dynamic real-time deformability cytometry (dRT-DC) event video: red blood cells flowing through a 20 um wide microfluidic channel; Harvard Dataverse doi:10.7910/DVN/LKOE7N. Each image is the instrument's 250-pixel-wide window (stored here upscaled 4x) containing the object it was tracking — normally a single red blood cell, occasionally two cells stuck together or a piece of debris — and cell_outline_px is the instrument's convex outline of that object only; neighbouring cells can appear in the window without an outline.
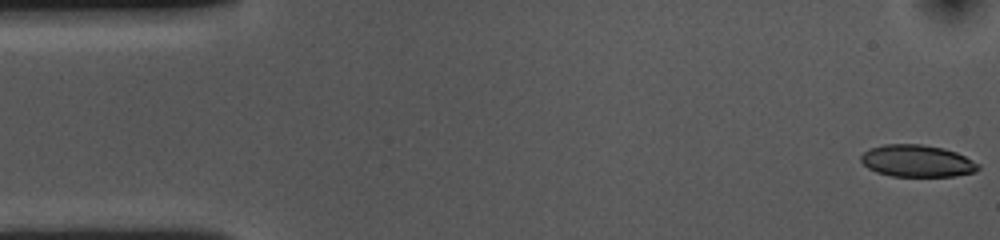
{"species": "common noctule bat (a hibernating species)", "species_latin": "Nyctalus noctula", "temperature_condition": "cold", "stored_images_in_passage": 54, "camera_frame_rate_fps": 3000, "um_per_image_px": 0.085, "animal": {"sex": "female", "body_mass_g": 10.0, "forearm_length_mm": 53.1}, "frame": {"image": 1, "passage_image": 1, "time_ms": 0.0, "image_size_px": [1000, 240], "cell_outline_px": [[980, 168], [976, 172], [956, 176], [892, 176], [876, 172], [868, 168], [860, 160], [860, 156], [864, 152], [872, 148], [884, 144], [920, 144], [944, 148], [956, 152], [980, 164]], "centroid_in_image_um": [77.97, 13.68], "position_along_channel_um": 7.0, "area_um2": 21.91}}
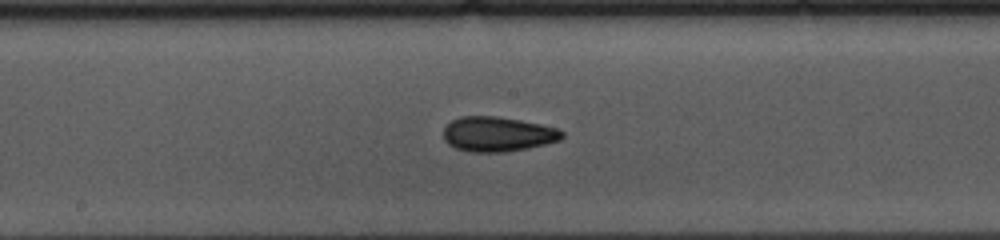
{"frame": {"image": 2, "passage_image": 27, "time_ms": 8.667, "image_size_px": [1000, 240], "cell_outline_px": [[564, 136], [560, 140], [528, 148], [504, 152], [472, 152], [456, 148], [448, 144], [444, 140], [444, 128], [452, 120], [460, 116], [496, 116], [520, 120], [560, 128], [564, 132]], "centroid_in_image_um": [42.32, 11.4], "position_along_channel_um": 205.9, "area_um2": 24.1}}
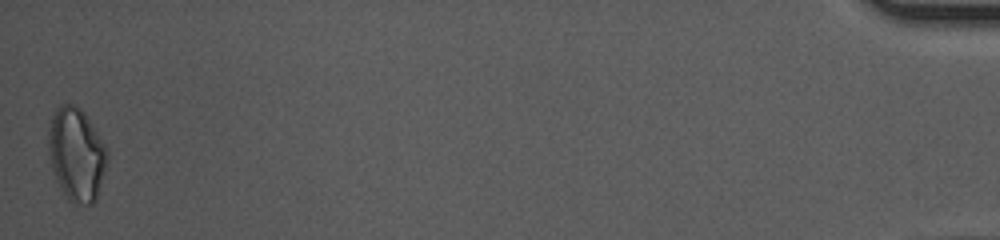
{"frame": {"image": 3, "passage_image": 54, "time_ms": 17.667, "image_size_px": [1000, 240], "cell_outline_px": [[108, 160], [96, 200], [92, 204], [72, 204], [68, 200], [60, 188], [52, 168], [48, 152], [48, 132], [52, 116], [56, 108], [60, 104], [76, 104], [84, 112], [108, 152]], "centroid_in_image_um": [6.48, 13.13], "position_along_channel_um": 428.7, "area_um2": 31.85}, "authors_computed_cell_mechanics": {"area_um2": 23.0622, "velocity_mm_per_s": 3.5956, "shape_relaxation_time_tau1_ms": 4.8073, "shape_relaxation_time_tau2_ms": 3.0574, "deformation_change_tau1": 0.1227, "deformation_change_tau2": 0.0929}}